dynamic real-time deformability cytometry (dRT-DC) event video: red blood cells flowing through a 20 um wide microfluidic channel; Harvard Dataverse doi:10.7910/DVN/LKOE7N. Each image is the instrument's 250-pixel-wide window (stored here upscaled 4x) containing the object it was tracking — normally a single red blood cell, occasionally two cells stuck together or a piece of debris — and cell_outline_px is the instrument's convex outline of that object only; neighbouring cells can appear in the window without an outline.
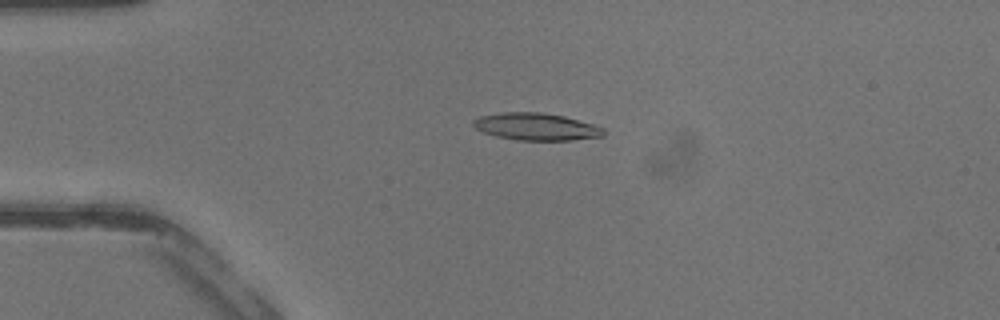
{"species": "common noctule bat (a hibernating species)", "species_latin": "Nyctalus noctula", "temperature_condition": "warm", "stored_images_in_passage": 7, "camera_frame_rate_fps": 3000, "um_per_image_px": 0.085, "animal": {"sex": "male", "body_mass_g": 13.3}, "frame": {"image": 1, "passage_image": 2, "time_ms": 0.333, "image_size_px": [1000, 320], "cell_outline_px": [[604, 136], [572, 140], [516, 140], [496, 136], [484, 132], [476, 128], [472, 124], [472, 120], [480, 116], [500, 112], [540, 112], [564, 116], [592, 124], [604, 128]], "centroid_in_image_um": [45.56, 10.76], "position_along_channel_um": 39.4, "area_um2": 20.63}}
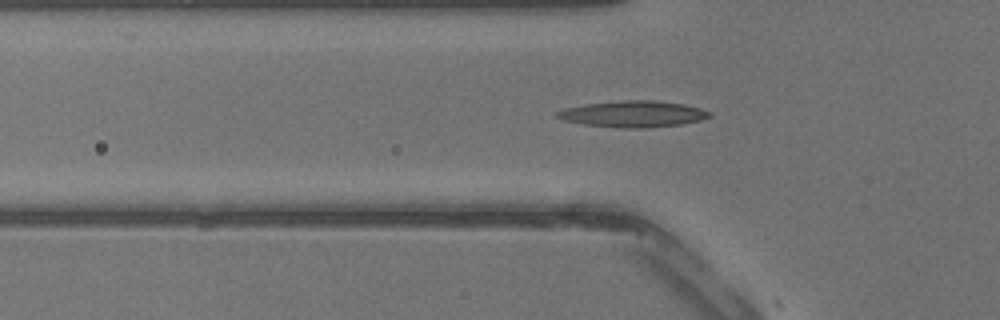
{"frame": {"image": 2, "passage_image": 6, "time_ms": 1.667, "image_size_px": [1000, 320], "cell_outline_px": [[712, 116], [700, 120], [684, 124], [648, 128], [628, 128], [584, 124], [564, 120], [556, 116], [556, 112], [564, 108], [588, 104], [620, 100], [652, 100], [684, 104], [700, 108], [712, 112]], "centroid_in_image_um": [53.87, 9.69], "position_along_channel_um": 71.9, "area_um2": 23.29}}